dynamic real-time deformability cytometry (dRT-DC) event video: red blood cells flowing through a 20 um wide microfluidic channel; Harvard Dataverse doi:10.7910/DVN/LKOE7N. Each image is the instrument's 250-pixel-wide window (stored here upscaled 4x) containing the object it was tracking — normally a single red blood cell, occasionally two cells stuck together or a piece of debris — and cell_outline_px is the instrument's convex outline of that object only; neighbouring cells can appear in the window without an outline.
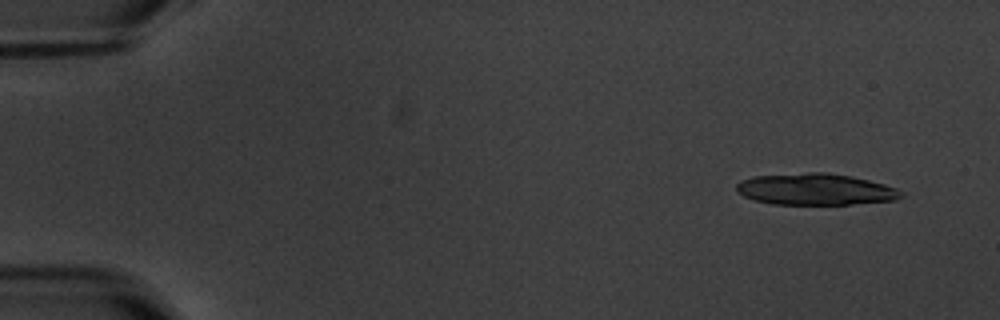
{"species": "common noctule bat (a hibernating species)", "species_latin": "Nyctalus noctula", "temperature_condition": "warm", "stored_images_in_passage": 4, "camera_frame_rate_fps": 3000, "um_per_image_px": 0.085, "animal": {"sex": "male", "body_mass_g": 20.1, "forearm_length_mm": 53.5}, "frame": {"image": 1, "passage_image": 1, "time_ms": 0.0, "image_size_px": [1000, 320], "cell_outline_px": [[904, 196], [896, 200], [848, 204], [772, 204], [756, 200], [744, 196], [736, 192], [736, 184], [740, 180], [756, 176], [808, 172], [828, 172], [868, 180], [884, 184], [896, 188], [904, 192]], "centroid_in_image_um": [69.31, 16.09], "position_along_channel_um": 15.7, "area_um2": 30.17}}